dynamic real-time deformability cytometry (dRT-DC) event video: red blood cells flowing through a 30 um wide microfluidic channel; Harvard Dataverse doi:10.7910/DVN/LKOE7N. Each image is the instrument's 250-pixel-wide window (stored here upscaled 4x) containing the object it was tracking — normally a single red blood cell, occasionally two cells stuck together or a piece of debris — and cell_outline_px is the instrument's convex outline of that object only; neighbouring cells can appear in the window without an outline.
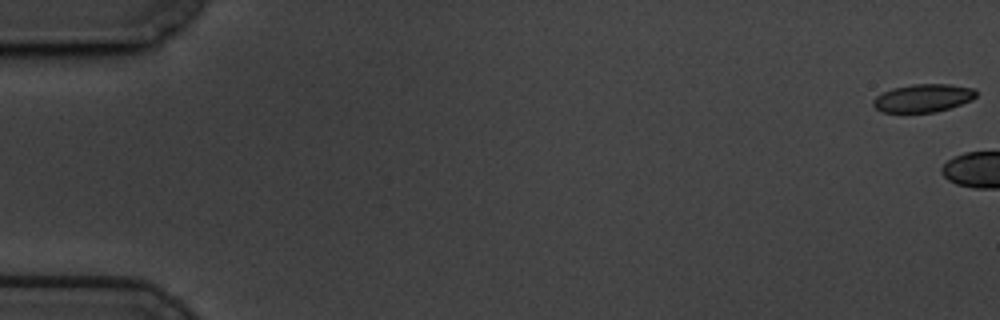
{"species": "common noctule bat (a hibernating species)", "species_latin": "Nyctalus noctula", "temperature_condition": "cold", "stored_images_in_passage": 6, "camera_frame_rate_fps": 3000, "um_per_image_px": 0.085, "animal": {"sex": "male", "body_mass_g": 19.5, "forearm_length_mm": 54.6}, "frame": {"image": 1, "passage_image": 1, "time_ms": 0.0, "image_size_px": [1000, 320], "cell_outline_px": [[976, 96], [972, 100], [936, 112], [880, 112], [872, 104], [872, 100], [876, 96], [892, 88], [912, 84], [948, 84], [976, 88]], "centroid_in_image_um": [78.46, 8.33], "position_along_channel_um": 6.5, "area_um2": 16.82}}